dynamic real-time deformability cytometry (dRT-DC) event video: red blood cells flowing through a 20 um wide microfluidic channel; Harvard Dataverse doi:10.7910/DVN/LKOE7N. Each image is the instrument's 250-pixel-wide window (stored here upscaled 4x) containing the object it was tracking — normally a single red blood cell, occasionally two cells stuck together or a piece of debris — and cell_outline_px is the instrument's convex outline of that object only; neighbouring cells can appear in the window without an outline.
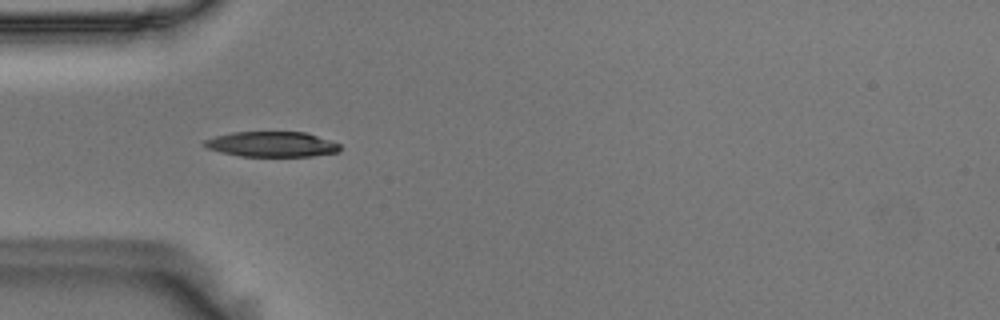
{"species": "Egyptian fruit bat (a non-hibernating species)", "species_latin": "Rousettus aegyptiacus", "temperature_condition": "room temperature", "stored_images_in_passage": 28, "camera_frame_rate_fps": 3000, "um_per_image_px": 0.085, "animal": {"sex": "male"}, "frame": {"image": 1, "passage_image": 5, "time_ms": 1.333, "image_size_px": [1000, 320], "cell_outline_px": [[340, 148], [336, 152], [312, 156], [240, 156], [220, 152], [208, 148], [200, 144], [204, 140], [216, 136], [232, 132], [304, 132], [340, 144]], "centroid_in_image_um": [23.04, 12.26], "position_along_channel_um": 62.0, "area_um2": 19.77}}
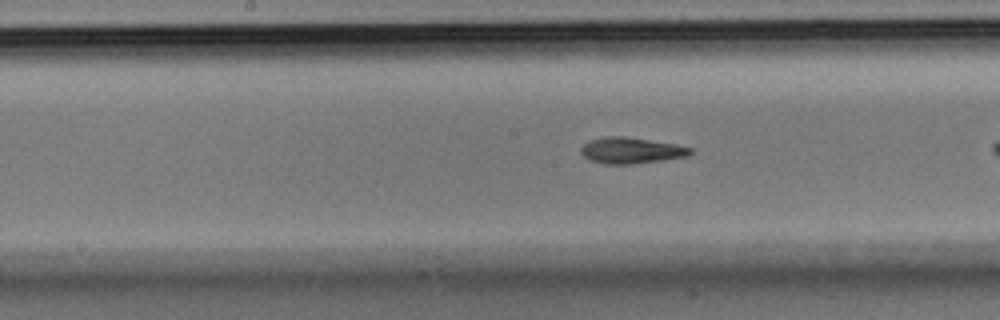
{"frame": {"image": 2, "passage_image": 13, "time_ms": 4.0, "image_size_px": [1000, 320], "cell_outline_px": [[692, 152], [688, 156], [632, 164], [604, 164], [588, 160], [580, 152], [580, 148], [588, 140], [608, 136], [624, 136], [676, 144], [692, 148]], "centroid_in_image_um": [53.6, 12.79], "position_along_channel_um": 194.6, "area_um2": 16.65}}
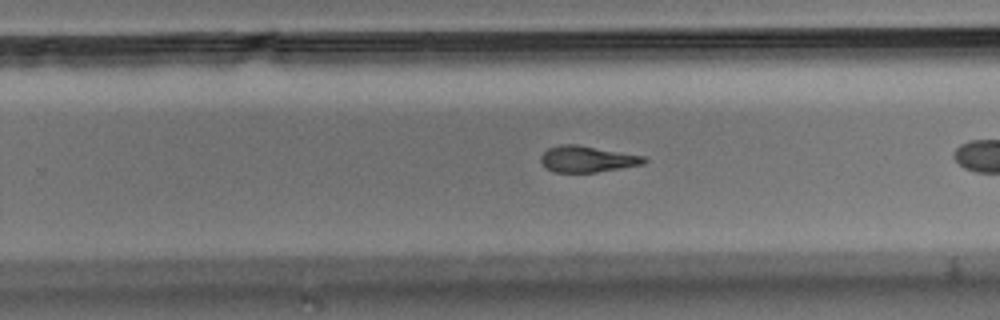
{"frame": {"image": 3, "passage_image": 20, "time_ms": 6.333, "image_size_px": [1000, 320], "cell_outline_px": [[648, 160], [644, 164], [596, 172], [556, 172], [548, 168], [540, 160], [540, 156], [548, 148], [560, 144], [576, 144], [644, 156]], "centroid_in_image_um": [49.92, 13.51], "position_along_channel_um": 279.9, "area_um2": 15.61}}